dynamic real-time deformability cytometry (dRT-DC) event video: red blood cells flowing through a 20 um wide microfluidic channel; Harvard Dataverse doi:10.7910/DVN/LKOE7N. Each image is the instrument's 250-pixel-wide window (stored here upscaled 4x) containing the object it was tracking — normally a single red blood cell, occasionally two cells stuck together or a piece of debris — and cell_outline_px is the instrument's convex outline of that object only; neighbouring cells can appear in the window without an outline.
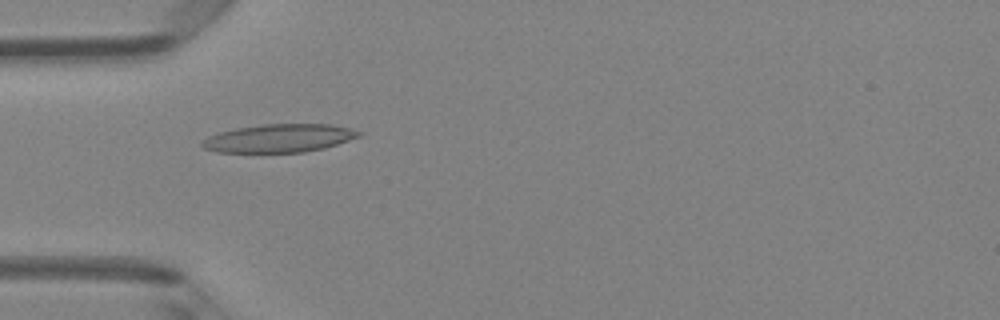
{"species": "Egyptian fruit bat (a non-hibernating species)", "species_latin": "Rousettus aegyptiacus", "temperature_condition": "room temperature", "stored_images_in_passage": 4, "camera_frame_rate_fps": 3000, "um_per_image_px": 0.085, "animal": {"sex": "female"}, "frame": {"image": 1, "passage_image": 1, "time_ms": 0.0, "image_size_px": [1000, 320], "cell_outline_px": [[364, 132], [360, 136], [324, 148], [304, 152], [216, 152], [204, 148], [200, 144], [208, 136], [220, 132], [236, 128], [264, 124], [332, 124]], "centroid_in_image_um": [23.73, 11.74], "position_along_channel_um": 61.3, "area_um2": 25.61}}
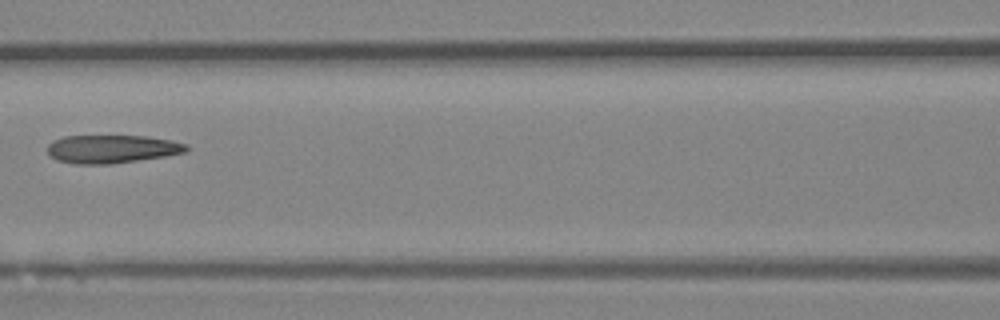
{"frame": {"image": 2, "passage_image": 3, "time_ms": 0.667, "image_size_px": [1000, 320], "cell_outline_px": [[188, 148], [184, 152], [164, 156], [108, 164], [76, 164], [56, 160], [48, 152], [48, 144], [52, 140], [64, 136], [144, 136], [172, 140], [188, 144]], "centroid_in_image_um": [9.48, 12.65], "position_along_channel_um": 157.1, "area_um2": 22.66}}
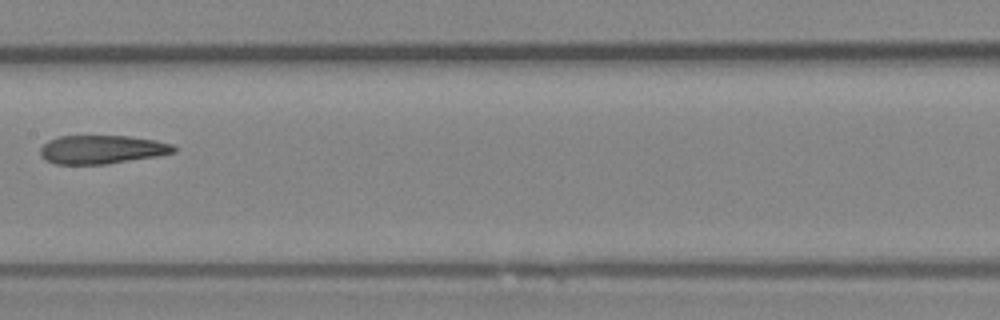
{"frame": {"image": 3, "passage_image": 4, "time_ms": 1.0, "image_size_px": [1000, 320], "cell_outline_px": [[176, 152], [156, 156], [104, 164], [56, 164], [44, 160], [40, 156], [40, 148], [48, 140], [60, 136], [128, 136], [156, 140], [172, 144], [176, 148]], "centroid_in_image_um": [8.63, 12.7], "position_along_channel_um": 198.8, "area_um2": 22.2}}